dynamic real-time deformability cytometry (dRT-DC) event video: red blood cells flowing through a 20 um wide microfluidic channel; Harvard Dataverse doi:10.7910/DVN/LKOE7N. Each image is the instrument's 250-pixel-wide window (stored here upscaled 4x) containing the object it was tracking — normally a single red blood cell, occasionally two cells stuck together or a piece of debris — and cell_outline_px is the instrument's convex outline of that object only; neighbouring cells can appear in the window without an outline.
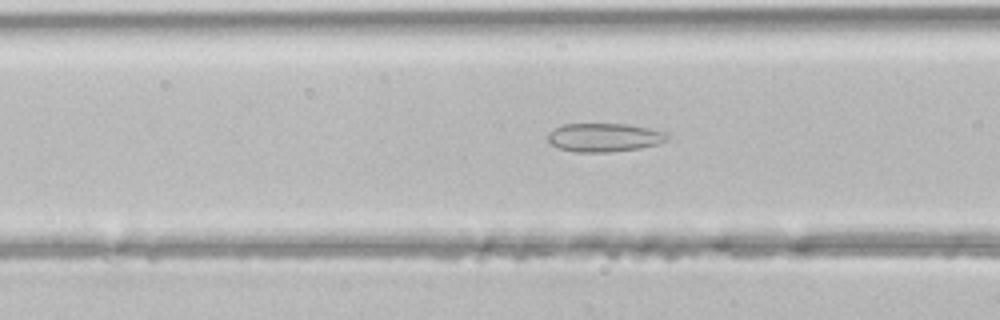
{"species": "common noctule bat (a hibernating species)", "species_latin": "Nyctalus noctula", "temperature_condition": "room temperature", "stored_images_in_passage": 30, "camera_frame_rate_fps": 3000, "um_per_image_px": 0.085, "animal": {"sex": "male", "body_mass_g": 21.5, "forearm_length_mm": 52.0}, "frame": {"image": 1, "passage_image": 4, "time_ms": 1.0, "image_size_px": [1000, 320], "cell_outline_px": [[668, 140], [656, 144], [640, 148], [608, 152], [576, 152], [556, 148], [548, 140], [548, 132], [564, 124], [628, 124], [668, 132]], "centroid_in_image_um": [51.36, 11.68], "position_along_channel_um": 115.2, "area_um2": 19.88}}
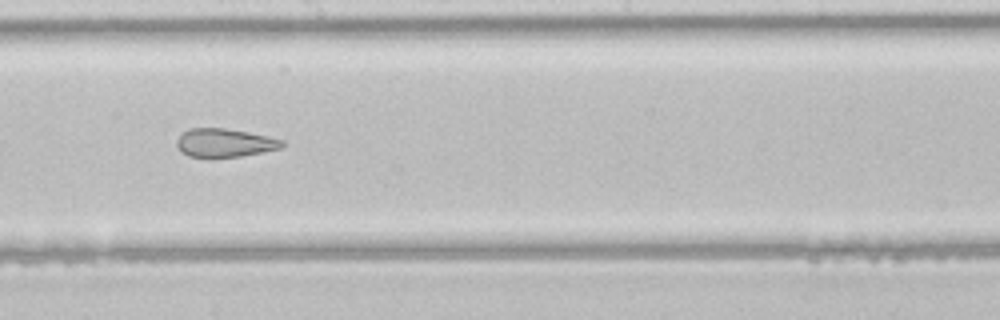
{"frame": {"image": 2, "passage_image": 12, "time_ms": 3.667, "image_size_px": [1000, 320], "cell_outline_px": [[284, 148], [240, 156], [212, 160], [208, 160], [188, 156], [180, 152], [176, 144], [176, 140], [188, 128], [224, 128], [248, 132], [284, 140]], "centroid_in_image_um": [19.06, 12.18], "position_along_channel_um": 229.1, "area_um2": 18.09}}
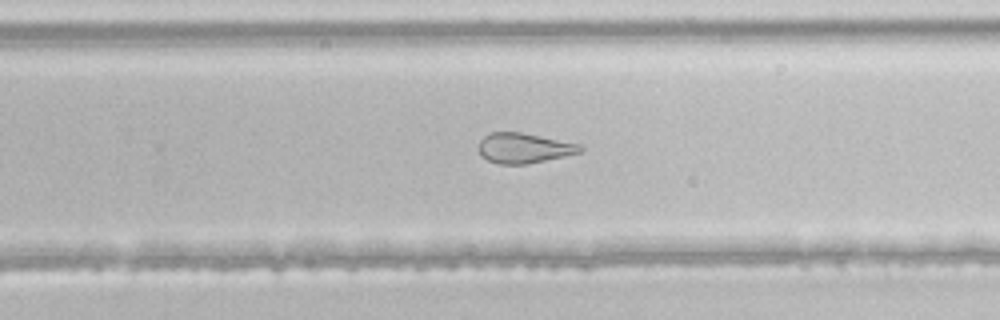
{"frame": {"image": 3, "passage_image": 16, "time_ms": 5.0, "image_size_px": [1000, 320], "cell_outline_px": [[584, 148], [580, 152], [564, 156], [524, 164], [500, 164], [488, 160], [480, 156], [476, 148], [480, 140], [488, 132], [520, 132], [584, 144]], "centroid_in_image_um": [44.51, 12.57], "position_along_channel_um": 285.3, "area_um2": 18.03}}